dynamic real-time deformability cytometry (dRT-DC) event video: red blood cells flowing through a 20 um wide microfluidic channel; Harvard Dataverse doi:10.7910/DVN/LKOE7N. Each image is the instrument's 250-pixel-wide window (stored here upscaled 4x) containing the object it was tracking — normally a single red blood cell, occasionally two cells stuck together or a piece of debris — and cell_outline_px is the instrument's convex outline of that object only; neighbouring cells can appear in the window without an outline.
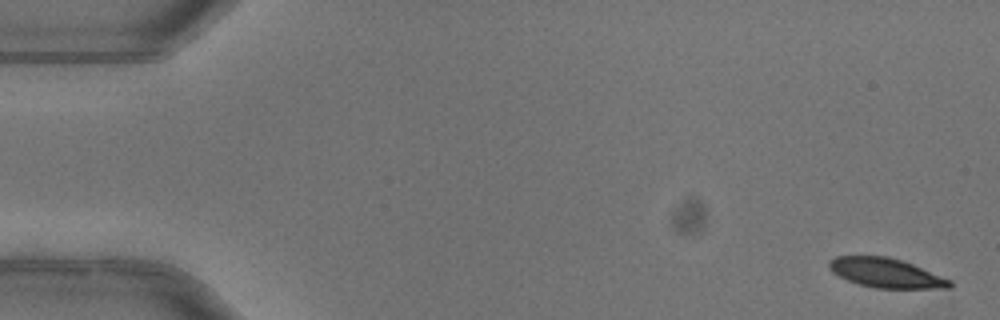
{"species": "common noctule bat (a hibernating species)", "species_latin": "Nyctalus noctula", "temperature_condition": "warm", "stored_images_in_passage": 7, "camera_frame_rate_fps": 3000, "um_per_image_px": 0.085, "animal": {"sex": "female"}, "frame": {"image": 1, "passage_image": 1, "time_ms": 0.0, "image_size_px": [1000, 320], "cell_outline_px": [[952, 288], [872, 288], [848, 280], [832, 272], [828, 268], [828, 260], [836, 256], [888, 256], [912, 264], [952, 280]], "centroid_in_image_um": [75.29, 23.2], "position_along_channel_um": 9.7, "area_um2": 20.63}}
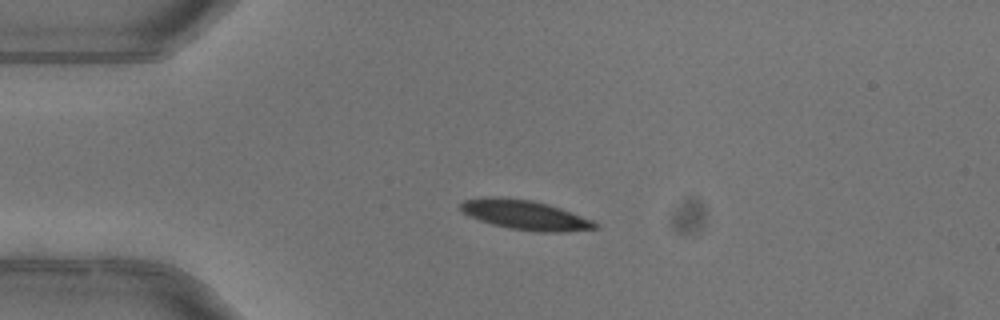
{"frame": {"image": 2, "passage_image": 4, "time_ms": 1.0, "image_size_px": [1000, 320], "cell_outline_px": [[600, 228], [564, 232], [536, 232], [508, 228], [492, 224], [468, 216], [460, 208], [460, 204], [464, 200], [492, 196], [532, 200], [548, 204], [560, 208], [592, 220], [600, 224]], "centroid_in_image_um": [44.66, 18.28], "position_along_channel_um": 40.3, "area_um2": 23.18}}